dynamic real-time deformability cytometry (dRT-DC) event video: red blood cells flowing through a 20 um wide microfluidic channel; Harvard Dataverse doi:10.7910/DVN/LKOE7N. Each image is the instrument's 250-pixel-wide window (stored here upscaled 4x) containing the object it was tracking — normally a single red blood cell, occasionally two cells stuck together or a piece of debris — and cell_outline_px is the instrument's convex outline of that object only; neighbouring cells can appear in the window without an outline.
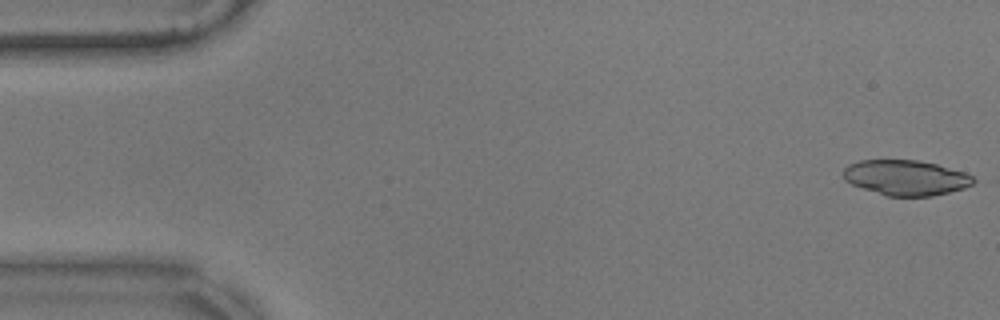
{"species": "common noctule bat (a hibernating species)", "species_latin": "Nyctalus noctula", "temperature_condition": "warm", "stored_images_in_passage": 14, "camera_frame_rate_fps": 3000, "um_per_image_px": 0.085, "animal": {"sex": "male", "body_mass_g": 17.9}, "frame": {"image": 1, "passage_image": 1, "time_ms": 0.0, "image_size_px": [1000, 320], "cell_outline_px": [[980, 180], [964, 188], [932, 196], [884, 196], [852, 184], [844, 180], [844, 168], [848, 164], [860, 160], [916, 160], [936, 164], [964, 172]], "centroid_in_image_um": [77.0, 15.1], "position_along_channel_um": 8.0, "area_um2": 26.76}}
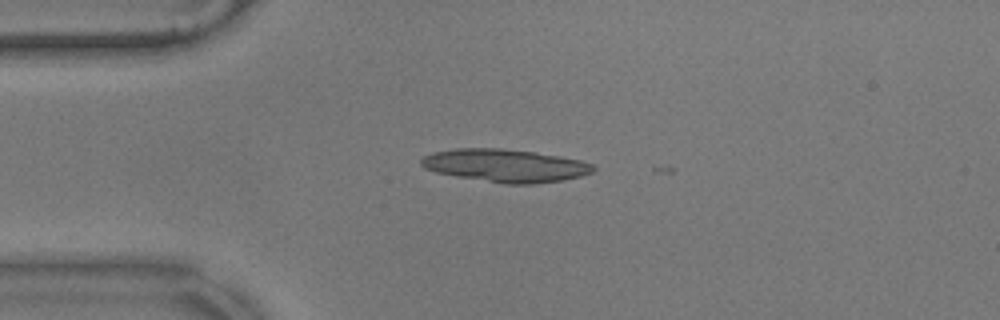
{"frame": {"image": 2, "passage_image": 13, "time_ms": 4.0, "image_size_px": [1000, 320], "cell_outline_px": [[596, 168], [592, 172], [580, 176], [560, 180], [532, 184], [504, 184], [456, 176], [436, 172], [424, 168], [420, 164], [420, 160], [424, 156], [432, 152], [456, 148], [500, 148], [536, 152], [560, 156], [580, 160], [592, 164]], "centroid_in_image_um": [42.92, 14.06], "position_along_channel_um": 42.1, "area_um2": 32.95}}